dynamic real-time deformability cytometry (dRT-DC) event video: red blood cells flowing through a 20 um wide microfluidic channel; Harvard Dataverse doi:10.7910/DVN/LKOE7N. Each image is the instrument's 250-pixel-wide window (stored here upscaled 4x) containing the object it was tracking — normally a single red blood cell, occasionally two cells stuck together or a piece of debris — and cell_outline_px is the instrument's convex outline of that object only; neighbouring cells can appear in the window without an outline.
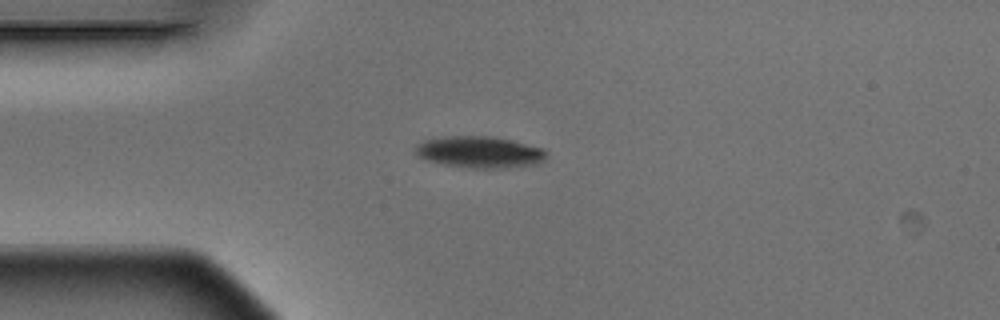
{"species": "Egyptian fruit bat (a non-hibernating species)", "species_latin": "Rousettus aegyptiacus", "temperature_condition": "warm", "stored_images_in_passage": 7, "camera_frame_rate_fps": 3000, "um_per_image_px": 0.085, "animal": {"sex": "male"}, "frame": {"image": 1, "passage_image": 1, "time_ms": 0.0, "image_size_px": [1000, 320], "cell_outline_px": [[548, 152], [544, 160], [536, 164], [504, 168], [472, 168], [444, 164], [424, 160], [416, 156], [412, 148], [416, 144], [424, 140], [448, 136], [492, 136], [512, 140], [544, 148]], "centroid_in_image_um": [40.73, 12.92], "position_along_channel_um": 44.3, "area_um2": 24.45}}
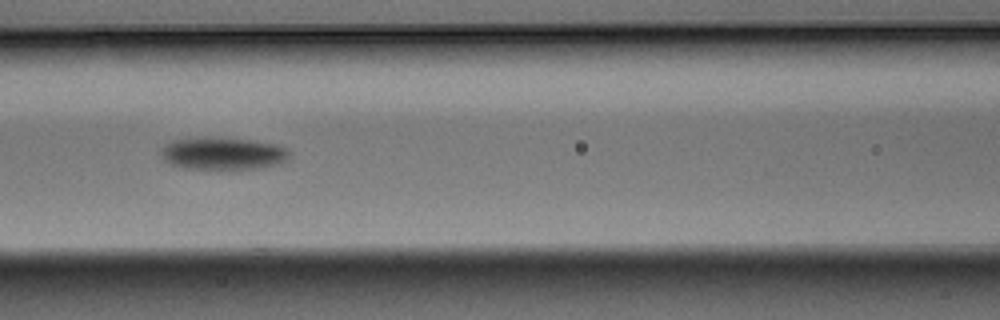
{"frame": {"image": 2, "passage_image": 4, "time_ms": 1.0, "image_size_px": [1000, 320], "cell_outline_px": [[288, 160], [280, 164], [264, 168], [236, 172], [184, 168], [172, 164], [164, 160], [160, 156], [160, 148], [164, 144], [172, 140], [248, 140], [276, 144], [284, 148], [288, 152]], "centroid_in_image_um": [18.97, 13.15], "position_along_channel_um": 147.6, "area_um2": 24.33}}
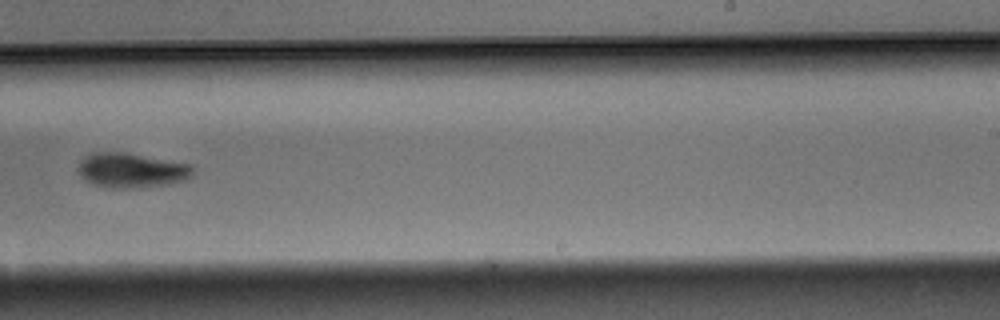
{"frame": {"image": 3, "passage_image": 7, "time_ms": 2.0, "image_size_px": [1000, 320], "cell_outline_px": [[196, 168], [192, 176], [188, 180], [172, 184], [140, 188], [112, 188], [92, 184], [84, 180], [80, 176], [76, 168], [80, 160], [84, 156], [92, 152], [128, 152], [192, 164]], "centroid_in_image_um": [11.21, 14.48], "position_along_channel_um": 277.8, "area_um2": 24.1}}